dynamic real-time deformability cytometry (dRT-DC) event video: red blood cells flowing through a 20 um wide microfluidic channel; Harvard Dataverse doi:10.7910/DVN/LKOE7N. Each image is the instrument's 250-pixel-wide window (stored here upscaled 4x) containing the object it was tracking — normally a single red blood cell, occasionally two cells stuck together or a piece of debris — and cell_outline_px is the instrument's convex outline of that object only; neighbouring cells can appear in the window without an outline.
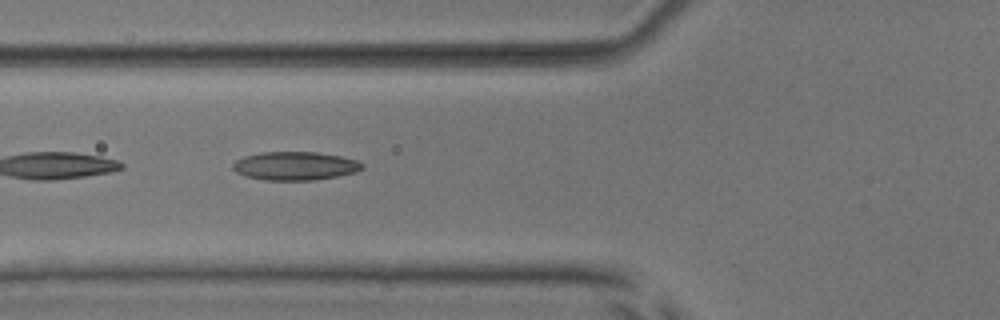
{"species": "common noctule bat (a hibernating species)", "species_latin": "Nyctalus noctula", "temperature_condition": "room temperature", "stored_images_in_passage": 29, "camera_frame_rate_fps": 3000, "um_per_image_px": 0.085, "animal": {"sex": "male", "body_mass_g": 17.9, "forearm_length_mm": 54.2}, "frame": {"image": 1, "passage_image": 13, "time_ms": 4.0, "image_size_px": [1000, 320], "cell_outline_px": [[364, 168], [356, 172], [336, 176], [312, 180], [264, 180], [244, 176], [236, 172], [232, 168], [232, 164], [236, 160], [244, 156], [260, 152], [316, 152], [340, 156], [356, 160], [364, 164]], "centroid_in_image_um": [25.06, 14.1], "position_along_channel_um": 100.7, "area_um2": 21.5}}